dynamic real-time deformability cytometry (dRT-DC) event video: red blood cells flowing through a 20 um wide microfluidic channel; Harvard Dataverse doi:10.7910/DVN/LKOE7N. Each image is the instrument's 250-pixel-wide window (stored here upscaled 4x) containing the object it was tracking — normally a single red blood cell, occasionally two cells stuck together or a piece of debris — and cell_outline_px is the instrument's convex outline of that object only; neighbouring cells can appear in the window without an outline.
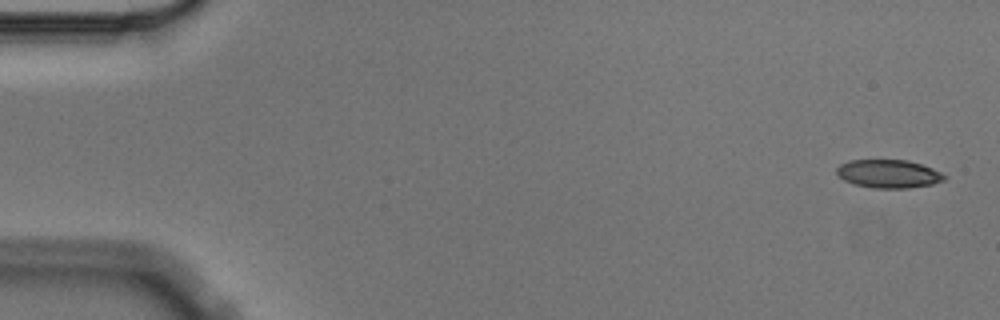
{"species": "Egyptian fruit bat (a non-hibernating species)", "species_latin": "Rousettus aegyptiacus", "temperature_condition": "cold", "stored_images_in_passage": 4, "camera_frame_rate_fps": 3000, "um_per_image_px": 0.085, "animal": {"sex": "male"}, "frame": {"image": 1, "passage_image": 1, "time_ms": 0.0, "image_size_px": [1000, 320], "cell_outline_px": [[948, 176], [944, 180], [932, 184], [908, 188], [872, 188], [852, 184], [844, 180], [836, 172], [836, 168], [840, 164], [852, 160], [908, 160], [932, 168]], "centroid_in_image_um": [75.52, 14.78], "position_along_channel_um": 9.5, "area_um2": 17.74}}
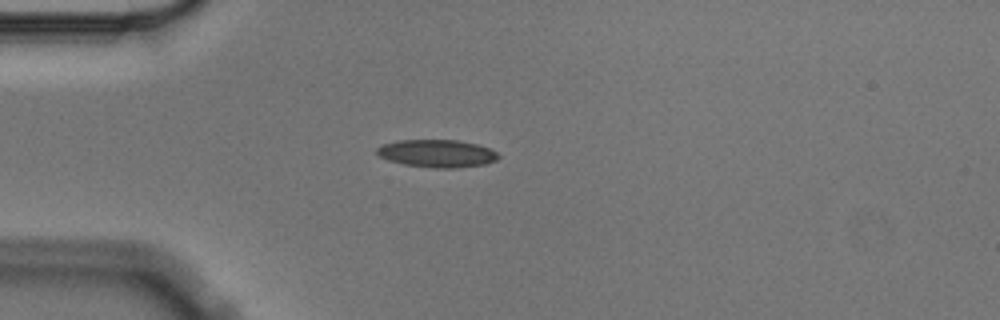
{"frame": {"image": 2, "passage_image": 4, "time_ms": 1.0, "image_size_px": [1000, 320], "cell_outline_px": [[500, 156], [496, 160], [484, 164], [452, 168], [436, 168], [404, 164], [388, 160], [380, 156], [376, 152], [376, 148], [384, 144], [396, 140], [456, 140], [476, 144], [488, 148], [496, 152]], "centroid_in_image_um": [37.12, 13.04], "position_along_channel_um": 47.9, "area_um2": 19.36}}